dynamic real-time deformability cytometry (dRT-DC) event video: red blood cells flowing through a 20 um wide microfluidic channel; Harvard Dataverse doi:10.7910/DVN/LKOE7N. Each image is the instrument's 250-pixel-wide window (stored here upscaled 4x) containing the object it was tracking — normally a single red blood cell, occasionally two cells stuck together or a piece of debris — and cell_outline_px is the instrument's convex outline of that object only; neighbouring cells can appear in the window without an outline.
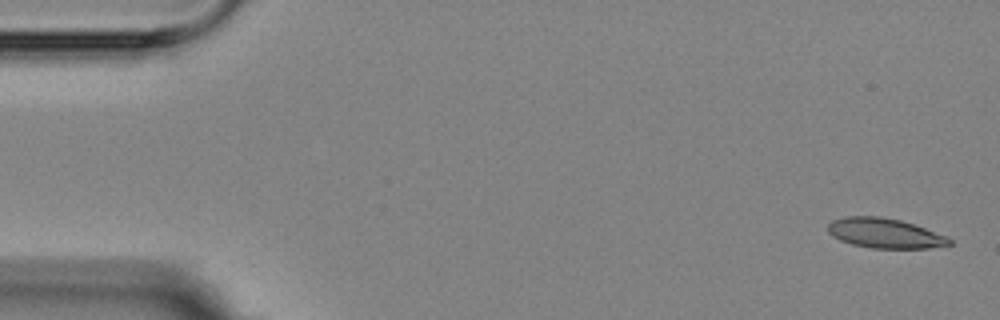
{"species": "Egyptian fruit bat (a non-hibernating species)", "species_latin": "Rousettus aegyptiacus", "temperature_condition": "room temperature", "stored_images_in_passage": 5, "camera_frame_rate_fps": 3000, "um_per_image_px": 0.085, "animal": {"sex": "female"}, "frame": {"image": 1, "passage_image": 1, "time_ms": 0.0, "image_size_px": [1000, 320], "cell_outline_px": [[952, 244], [928, 248], [872, 248], [852, 244], [840, 240], [832, 236], [828, 232], [828, 224], [832, 220], [844, 216], [880, 216], [900, 220], [948, 236], [952, 240]], "centroid_in_image_um": [75.19, 19.82], "position_along_channel_um": 9.8, "area_um2": 21.1}}
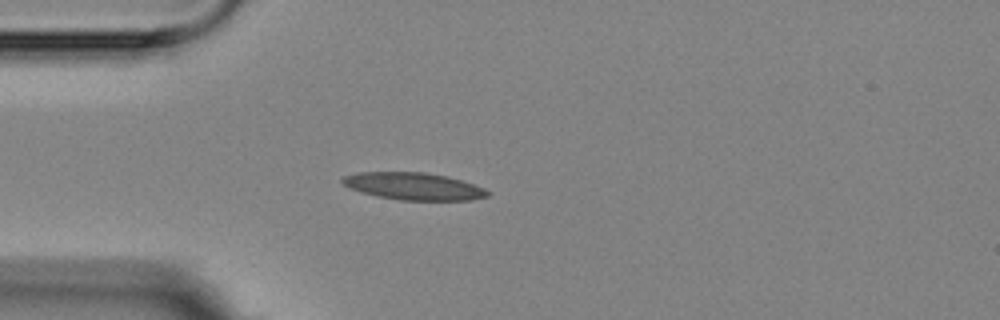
{"frame": {"image": 2, "passage_image": 5, "time_ms": 4.333, "image_size_px": [1000, 320], "cell_outline_px": [[492, 192], [488, 196], [472, 200], [400, 200], [376, 196], [360, 192], [344, 184], [340, 180], [344, 176], [356, 172], [424, 172], [448, 176], [484, 188]], "centroid_in_image_um": [35.17, 15.83], "position_along_channel_um": 49.8, "area_um2": 23.06}}